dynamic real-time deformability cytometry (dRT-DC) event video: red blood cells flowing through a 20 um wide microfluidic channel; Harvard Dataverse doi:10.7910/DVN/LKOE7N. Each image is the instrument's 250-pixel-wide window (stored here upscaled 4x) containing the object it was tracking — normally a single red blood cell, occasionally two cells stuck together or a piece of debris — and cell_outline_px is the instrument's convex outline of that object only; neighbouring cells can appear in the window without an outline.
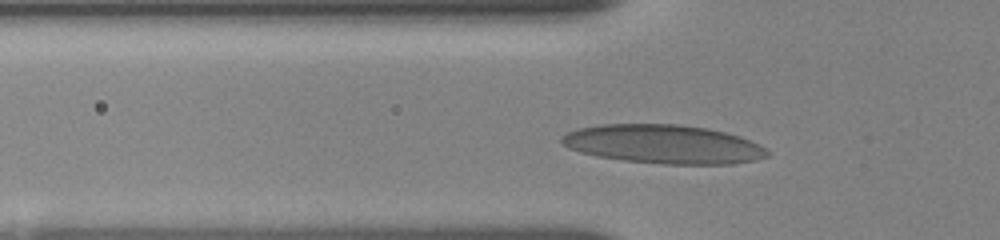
{"species": "human", "species_latin": "Homo sapiens", "temperature_condition": "room temperature", "stored_images_in_passage": 39, "camera_frame_rate_fps": 3000, "um_per_image_px": 0.085, "donor": {"sex": "female"}, "frame": {"image": 1, "passage_image": 9, "time_ms": 2.667, "image_size_px": [1000, 240], "cell_outline_px": [[772, 152], [768, 156], [752, 160], [732, 164], [664, 164], [624, 160], [596, 156], [580, 152], [568, 148], [560, 140], [560, 136], [568, 132], [580, 128], [600, 124], [680, 124], [704, 128], [724, 132], [740, 136], [760, 144]], "centroid_in_image_um": [56.4, 12.25], "position_along_channel_um": 69.4, "area_um2": 46.53}}
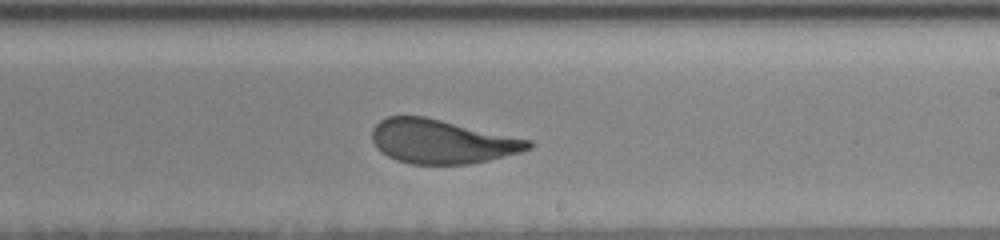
{"frame": {"image": 2, "passage_image": 24, "time_ms": 7.667, "image_size_px": [1000, 240], "cell_outline_px": [[536, 144], [532, 148], [520, 152], [488, 160], [468, 164], [412, 164], [396, 160], [388, 156], [376, 148], [372, 140], [372, 128], [380, 120], [388, 116], [424, 116], [532, 140]], "centroid_in_image_um": [37.56, 12.03], "position_along_channel_um": 251.4, "area_um2": 40.11}}
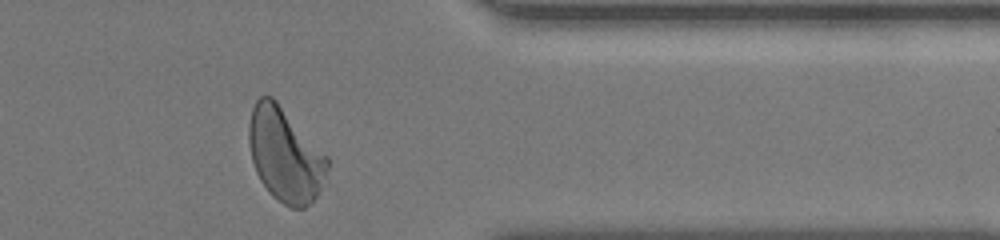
{"frame": {"image": 3, "passage_image": 36, "time_ms": 11.667, "image_size_px": [1000, 240], "cell_outline_px": [[328, 168], [320, 188], [316, 196], [304, 208], [292, 208], [284, 204], [272, 196], [268, 192], [260, 180], [256, 172], [252, 160], [248, 140], [248, 124], [252, 108], [256, 100], [260, 96], [272, 96], [276, 100], [328, 156]], "centroid_in_image_um": [24.21, 13.15], "position_along_channel_um": 387.2, "area_um2": 42.77}, "authors_computed_cell_mechanics": {"area_um2": 41.9628, "velocity_mm_per_s": 3.6478, "shape_relaxation_time_tau1_ms": 4.149, "shape_relaxation_time_tau2_ms": 0.8142, "deformation_change_tau1": 0.1775, "deformation_change_tau2": 0.0713}}